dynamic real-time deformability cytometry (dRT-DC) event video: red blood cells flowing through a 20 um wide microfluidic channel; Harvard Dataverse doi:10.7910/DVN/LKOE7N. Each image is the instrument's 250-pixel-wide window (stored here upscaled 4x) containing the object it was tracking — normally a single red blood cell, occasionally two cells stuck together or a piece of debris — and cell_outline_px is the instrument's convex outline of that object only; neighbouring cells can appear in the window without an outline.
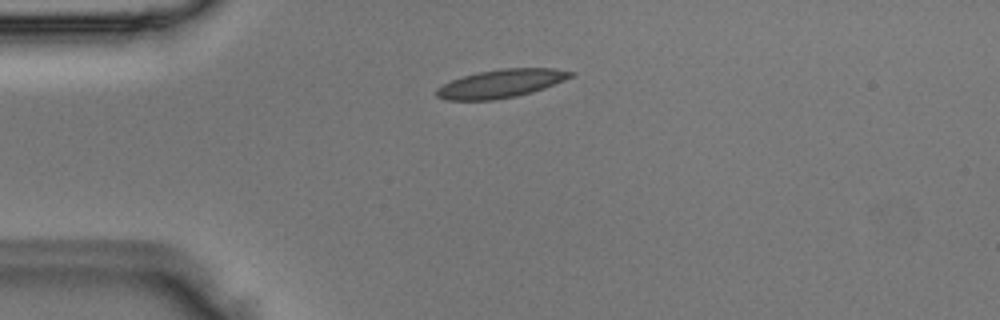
{"species": "Egyptian fruit bat (a non-hibernating species)", "species_latin": "Rousettus aegyptiacus", "temperature_condition": "room temperature", "stored_images_in_passage": 6, "camera_frame_rate_fps": 3000, "um_per_image_px": 0.085, "animal": {"sex": "male"}, "frame": {"image": 1, "passage_image": 3, "time_ms": 0.667, "image_size_px": [1000, 320], "cell_outline_px": [[576, 72], [572, 76], [564, 80], [544, 88], [532, 92], [516, 96], [492, 100], [448, 100], [436, 96], [436, 88], [452, 80], [464, 76], [480, 72], [500, 68], [552, 68]], "centroid_in_image_um": [42.59, 7.1], "position_along_channel_um": 42.4, "area_um2": 21.91}}
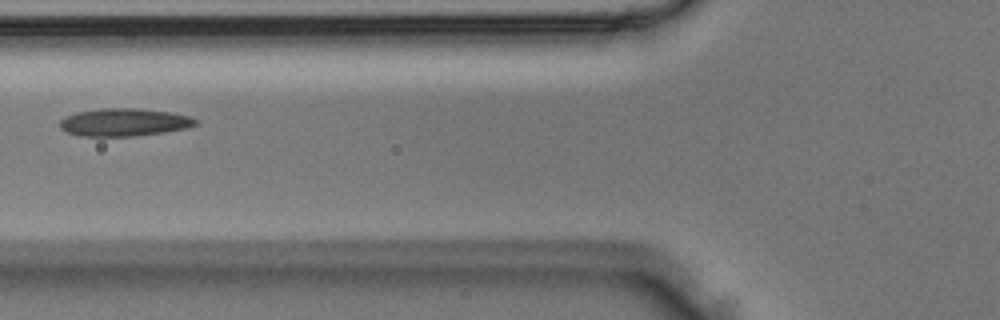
{"frame": {"image": 2, "passage_image": 5, "time_ms": 1.333, "image_size_px": [1000, 320], "cell_outline_px": [[196, 124], [188, 128], [164, 132], [136, 136], [80, 136], [64, 132], [60, 128], [60, 120], [64, 116], [76, 112], [100, 108], [136, 108], [172, 112], [188, 116], [196, 120]], "centroid_in_image_um": [10.5, 10.39], "position_along_channel_um": 115.3, "area_um2": 22.14}}
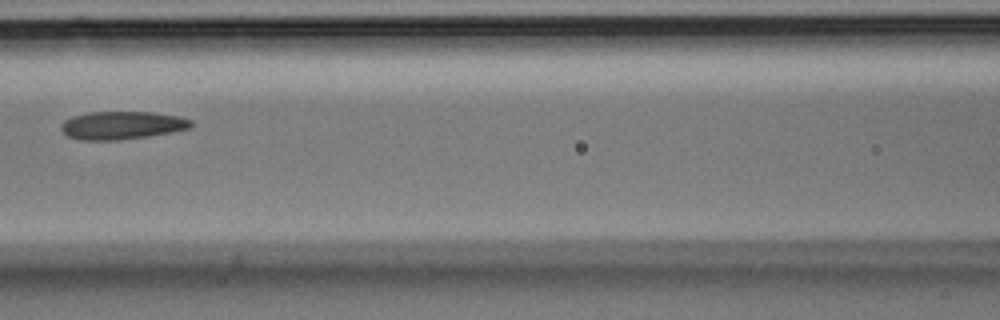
{"frame": {"image": 3, "passage_image": 6, "time_ms": 1.667, "image_size_px": [1000, 320], "cell_outline_px": [[192, 128], [172, 132], [148, 136], [116, 140], [80, 140], [68, 136], [60, 128], [60, 124], [64, 120], [72, 116], [88, 112], [152, 112], [180, 116], [192, 120]], "centroid_in_image_um": [10.37, 10.64], "position_along_channel_um": 156.2, "area_um2": 21.33}}